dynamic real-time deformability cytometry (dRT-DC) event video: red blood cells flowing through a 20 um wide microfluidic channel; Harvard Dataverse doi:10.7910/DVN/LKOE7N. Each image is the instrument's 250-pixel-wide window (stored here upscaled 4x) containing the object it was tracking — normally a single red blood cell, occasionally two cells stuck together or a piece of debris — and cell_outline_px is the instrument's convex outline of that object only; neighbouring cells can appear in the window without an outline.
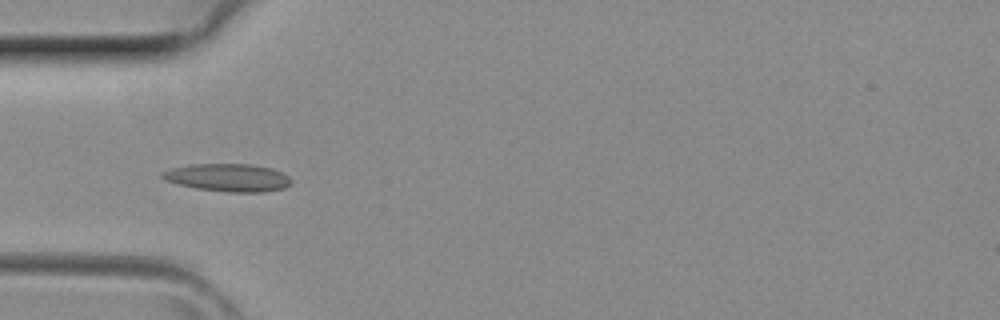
{"species": "common noctule bat (a hibernating species)", "species_latin": "Nyctalus noctula", "temperature_condition": "room temperature", "stored_images_in_passage": 4, "camera_frame_rate_fps": 3000, "um_per_image_px": 0.085, "animal": {"sex": "female", "body_mass_g": 29.2, "forearm_length_mm": 56.3}, "frame": {"image": 1, "passage_image": 4, "time_ms": 1.0, "image_size_px": [1000, 320], "cell_outline_px": [[292, 184], [284, 188], [264, 192], [228, 192], [196, 188], [180, 184], [168, 180], [160, 176], [160, 172], [172, 168], [188, 164], [252, 164], [272, 168], [288, 176], [292, 180]], "centroid_in_image_um": [19.41, 15.09], "position_along_channel_um": 65.6, "area_um2": 20.87}}